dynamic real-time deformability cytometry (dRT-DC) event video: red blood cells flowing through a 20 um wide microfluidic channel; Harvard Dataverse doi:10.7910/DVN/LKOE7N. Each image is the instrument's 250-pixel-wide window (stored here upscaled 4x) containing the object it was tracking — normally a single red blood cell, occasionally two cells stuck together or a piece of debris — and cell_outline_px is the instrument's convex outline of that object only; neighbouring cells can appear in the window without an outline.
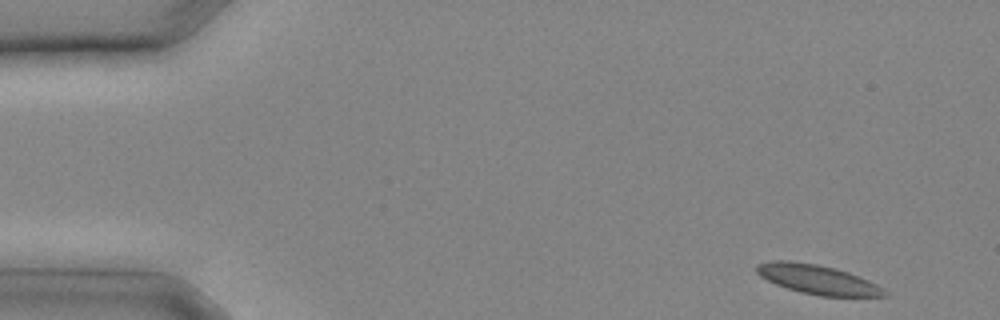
{"species": "common noctule bat (a hibernating species)", "species_latin": "Nyctalus noctula", "temperature_condition": "cold", "stored_images_in_passage": 24, "camera_frame_rate_fps": 3000, "um_per_image_px": 0.085, "animal": {"sex": "male", "body_mass_g": 20.4}, "frame": {"image": 1, "passage_image": 1, "time_ms": 0.0, "image_size_px": [1000, 320], "cell_outline_px": [[888, 296], [820, 296], [800, 292], [776, 284], [760, 276], [756, 272], [756, 264], [772, 260], [788, 260], [816, 264], [836, 268], [848, 272], [868, 280], [876, 284], [888, 292]], "centroid_in_image_um": [69.48, 23.74], "position_along_channel_um": 15.5, "area_um2": 21.79}}
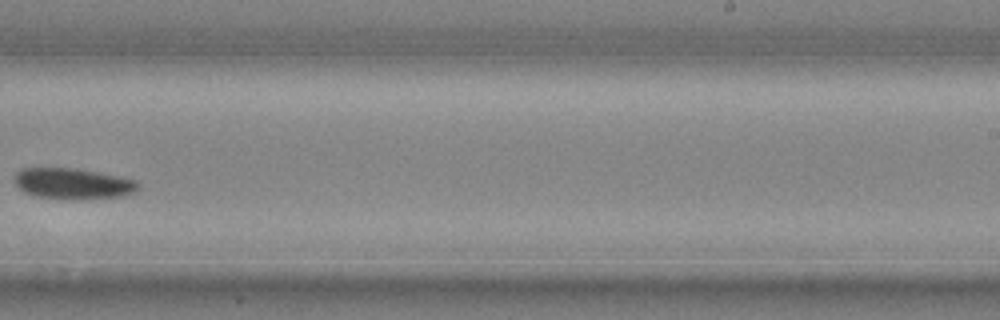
{"frame": {"image": 2, "passage_image": 16, "time_ms": 5.0, "image_size_px": [1000, 320], "cell_outline_px": [[136, 188], [132, 192], [120, 196], [88, 200], [60, 200], [36, 196], [24, 192], [16, 184], [16, 172], [20, 168], [72, 168], [100, 172], [120, 176], [132, 180], [136, 184]], "centroid_in_image_um": [6.14, 15.62], "position_along_channel_um": 282.9, "area_um2": 22.31}}
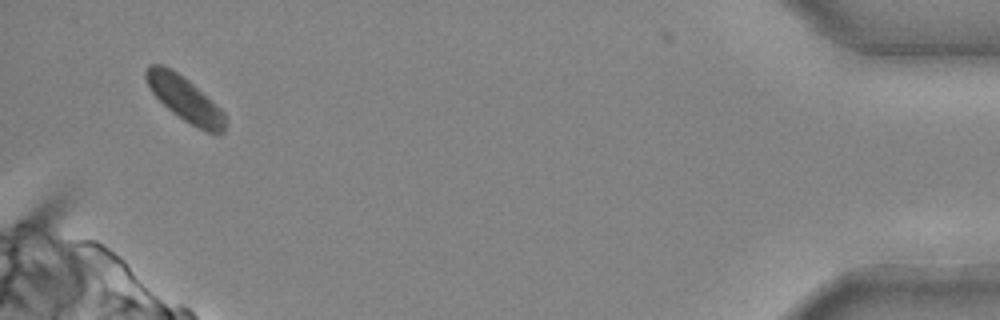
{"frame": {"image": 3, "passage_image": 24, "time_ms": 7.667, "image_size_px": [1000, 320], "cell_outline_px": [[228, 116], [224, 132], [220, 136], [216, 136], [204, 132], [196, 128], [172, 112], [152, 92], [144, 76], [144, 72], [148, 64], [160, 64], [172, 68], [188, 80], [220, 108]], "centroid_in_image_um": [15.77, 8.46], "position_along_channel_um": 419.4, "area_um2": 20.92}}